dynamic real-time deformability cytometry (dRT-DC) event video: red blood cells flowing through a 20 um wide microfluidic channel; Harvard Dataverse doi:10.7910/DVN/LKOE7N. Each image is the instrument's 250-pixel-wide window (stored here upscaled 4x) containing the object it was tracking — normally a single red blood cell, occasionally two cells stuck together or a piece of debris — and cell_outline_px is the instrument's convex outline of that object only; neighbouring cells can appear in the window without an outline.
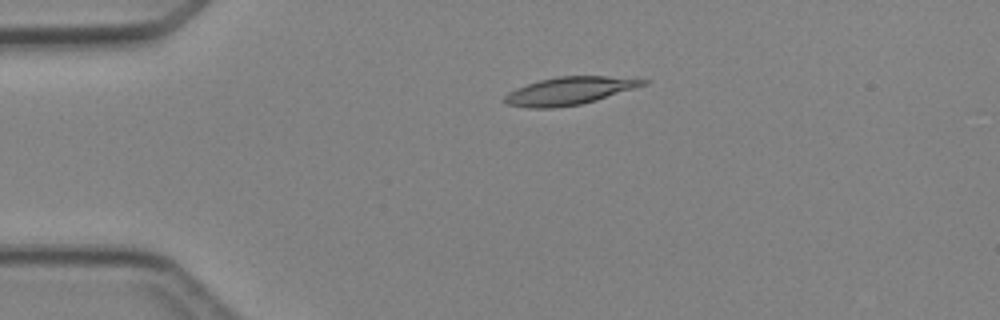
{"species": "Egyptian fruit bat (a non-hibernating species)", "species_latin": "Rousettus aegyptiacus", "temperature_condition": "cold", "stored_images_in_passage": 4, "camera_frame_rate_fps": 3000, "um_per_image_px": 0.085, "animal": {"sex": "female"}, "frame": {"image": 1, "passage_image": 3, "time_ms": 2.333, "image_size_px": [1000, 320], "cell_outline_px": [[652, 80], [648, 84], [596, 100], [580, 104], [552, 108], [528, 108], [504, 104], [504, 96], [508, 92], [516, 88], [540, 80], [556, 76], [608, 76]], "centroid_in_image_um": [48.4, 7.72], "position_along_channel_um": 36.6, "area_um2": 22.43}}